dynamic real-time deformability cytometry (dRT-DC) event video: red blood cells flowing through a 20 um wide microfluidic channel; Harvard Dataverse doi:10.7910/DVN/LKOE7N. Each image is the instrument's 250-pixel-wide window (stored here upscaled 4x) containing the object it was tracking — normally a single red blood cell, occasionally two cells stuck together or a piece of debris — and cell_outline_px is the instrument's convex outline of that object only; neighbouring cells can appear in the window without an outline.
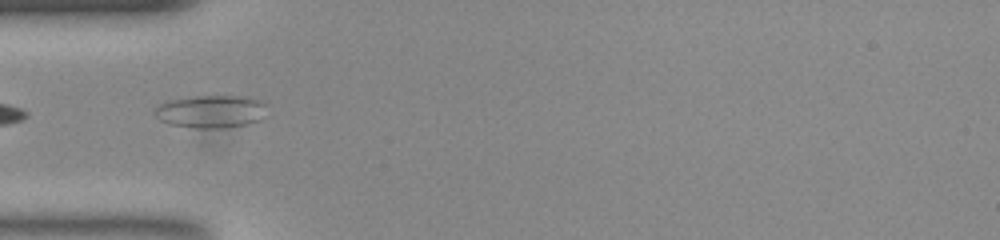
{"species": "common noctule bat (a hibernating species)", "species_latin": "Nyctalus noctula", "temperature_condition": "room temperature", "stored_images_in_passage": 32, "camera_frame_rate_fps": 3000, "um_per_image_px": 0.085, "animal": {"sex": "female", "body_mass_g": 23.0, "forearm_length_mm": 53.4}, "frame": {"image": 1, "passage_image": 1, "time_ms": 0.0, "image_size_px": [1000, 240], "cell_outline_px": [[264, 104], [260, 120], [244, 124], [220, 128], [196, 128], [168, 124], [160, 120], [156, 116], [156, 108], [164, 100], [192, 96], [248, 96]], "centroid_in_image_um": [17.84, 9.47], "position_along_channel_um": 67.2, "area_um2": 21.1}}
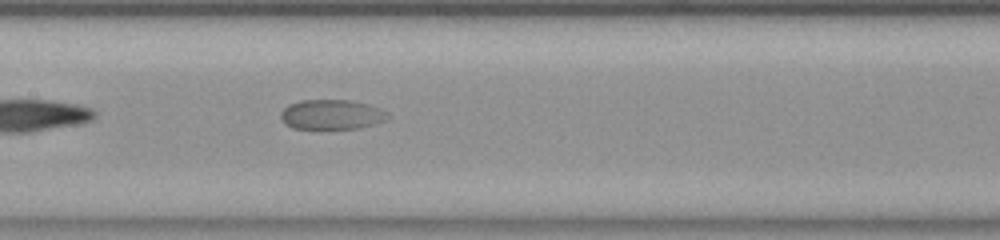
{"frame": {"image": 2, "passage_image": 10, "time_ms": 3.0, "image_size_px": [1000, 240], "cell_outline_px": [[388, 116], [384, 120], [360, 128], [292, 128], [284, 124], [280, 116], [280, 112], [288, 104], [300, 100], [352, 100], [368, 104], [380, 108], [388, 112]], "centroid_in_image_um": [28.15, 9.72], "position_along_channel_um": 179.3, "area_um2": 18.55}}
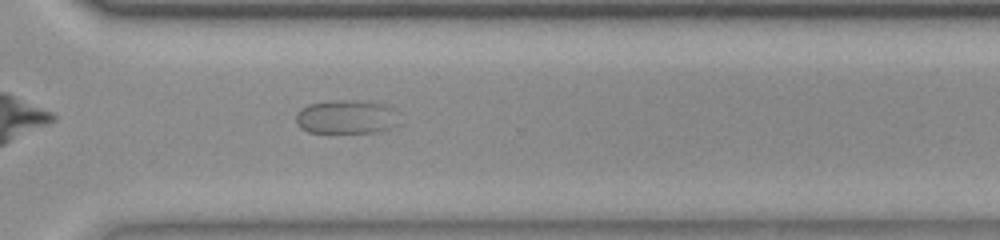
{"frame": {"image": 3, "passage_image": 23, "time_ms": 7.333, "image_size_px": [1000, 240], "cell_outline_px": [[400, 124], [392, 128], [380, 132], [308, 132], [300, 128], [296, 124], [296, 112], [300, 108], [308, 104], [328, 100], [356, 100], [384, 104], [392, 108]], "centroid_in_image_um": [29.41, 9.93], "position_along_channel_um": 341.2, "area_um2": 20.63}}